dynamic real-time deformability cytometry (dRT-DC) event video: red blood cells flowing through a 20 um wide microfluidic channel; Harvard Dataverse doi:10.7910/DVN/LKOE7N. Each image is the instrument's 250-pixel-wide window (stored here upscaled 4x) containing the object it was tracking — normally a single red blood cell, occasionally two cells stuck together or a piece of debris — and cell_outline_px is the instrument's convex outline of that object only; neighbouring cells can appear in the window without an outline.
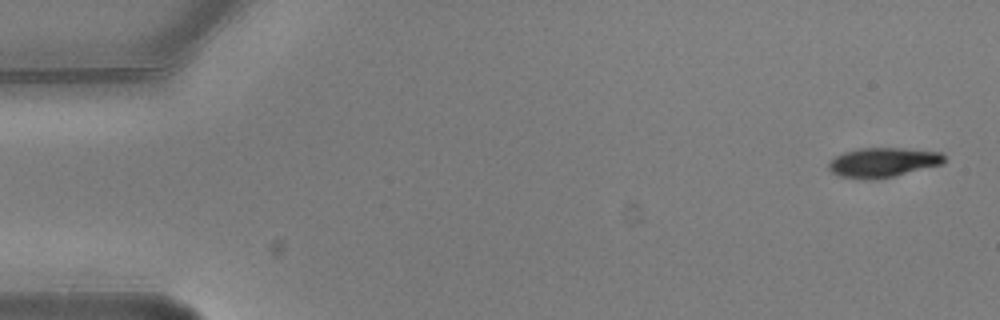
{"species": "common noctule bat (a hibernating species)", "species_latin": "Nyctalus noctula", "temperature_condition": "warm", "stored_images_in_passage": 5, "camera_frame_rate_fps": 3000, "um_per_image_px": 0.085, "animal": {"sex": "male", "body_mass_g": 20.5, "forearm_length_mm": 52.5}, "frame": {"image": 1, "passage_image": 1, "time_ms": 0.0, "image_size_px": [1000, 320], "cell_outline_px": [[944, 164], [876, 180], [864, 180], [840, 176], [832, 172], [828, 168], [828, 164], [836, 156], [844, 152], [860, 148], [904, 148], [940, 152], [944, 156]], "centroid_in_image_um": [75.05, 13.81], "position_along_channel_um": 10.0, "area_um2": 19.94}}
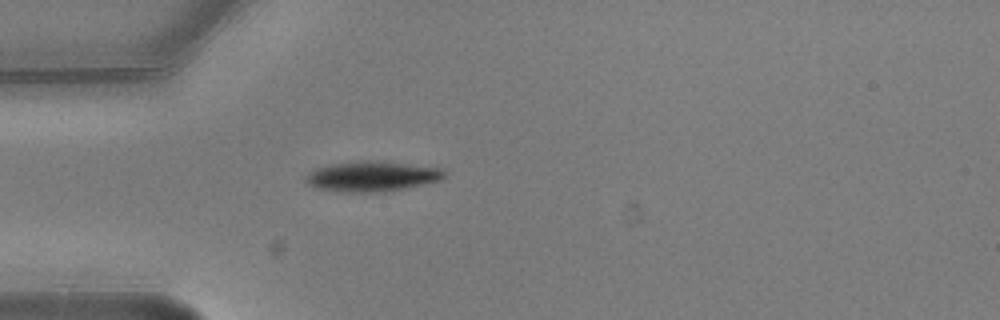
{"frame": {"image": 2, "passage_image": 5, "time_ms": 1.333, "image_size_px": [1000, 320], "cell_outline_px": [[448, 176], [444, 180], [384, 192], [344, 192], [316, 188], [308, 184], [304, 180], [304, 176], [312, 168], [328, 164], [360, 160], [380, 160], [444, 168], [448, 172]], "centroid_in_image_um": [31.65, 14.97], "position_along_channel_um": 53.4, "area_um2": 25.26}}